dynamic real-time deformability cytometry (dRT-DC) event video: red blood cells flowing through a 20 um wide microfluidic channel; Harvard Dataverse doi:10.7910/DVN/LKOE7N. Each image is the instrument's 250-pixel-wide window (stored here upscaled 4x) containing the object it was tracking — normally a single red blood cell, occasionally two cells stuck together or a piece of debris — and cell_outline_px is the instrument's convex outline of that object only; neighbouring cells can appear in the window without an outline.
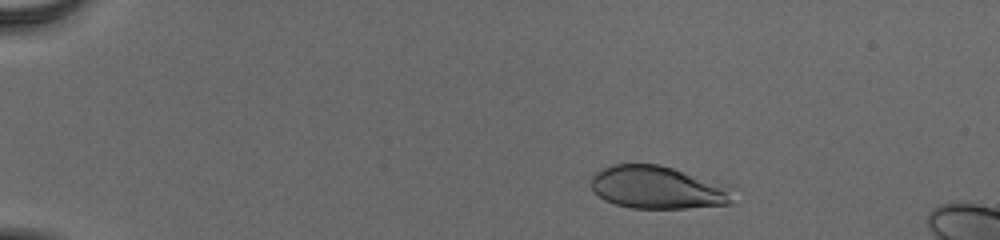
{"species": "human", "species_latin": "Homo sapiens", "temperature_condition": "cold", "stored_images_in_passage": 52, "camera_frame_rate_fps": 3000, "um_per_image_px": 0.085, "donor": {"sex": "male"}, "frame": {"image": 1, "passage_image": 8, "time_ms": 2.333, "image_size_px": [1000, 240], "cell_outline_px": [[732, 204], [684, 208], [632, 208], [616, 204], [604, 200], [592, 188], [592, 176], [596, 172], [612, 164], [660, 164], [728, 184], [732, 200]], "centroid_in_image_um": [55.93, 15.93], "position_along_channel_um": 29.1, "area_um2": 35.37}}
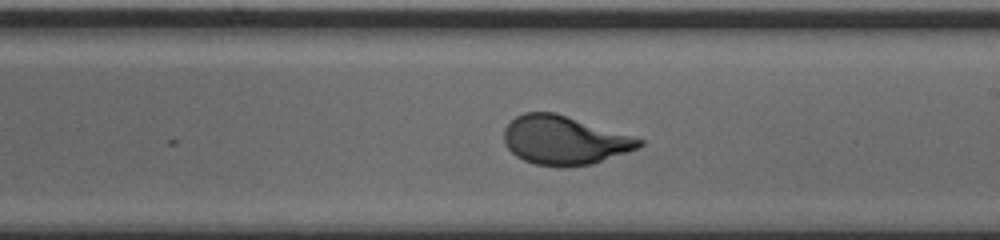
{"frame": {"image": 2, "passage_image": 32, "time_ms": 10.333, "image_size_px": [1000, 240], "cell_outline_px": [[644, 144], [628, 152], [592, 164], [568, 168], [560, 168], [536, 164], [524, 160], [516, 156], [504, 144], [504, 128], [516, 116], [524, 112], [556, 112], [644, 140]], "centroid_in_image_um": [47.94, 11.93], "position_along_channel_um": 241.1, "area_um2": 38.49}}
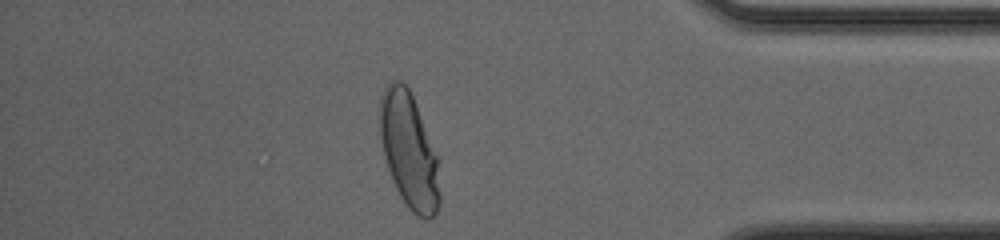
{"frame": {"image": 3, "passage_image": 46, "time_ms": 15.0, "image_size_px": [1000, 240], "cell_outline_px": [[440, 204], [436, 212], [428, 220], [416, 216], [408, 208], [400, 196], [396, 188], [388, 168], [384, 156], [380, 136], [380, 96], [384, 88], [392, 80], [400, 80], [408, 88], [412, 96], [440, 156]], "centroid_in_image_um": [34.81, 12.83], "position_along_channel_um": 400.4, "area_um2": 40.92}, "authors_computed_cell_mechanics": {"area_um2": 37.6856, "velocity_mm_per_s": 3.9001, "shape_relaxation_time_tau1_ms": 3.9457, "shape_relaxation_time_tau2_ms": null, "deformation_change_tau1": 0.2017, "deformation_change_tau2": null}}